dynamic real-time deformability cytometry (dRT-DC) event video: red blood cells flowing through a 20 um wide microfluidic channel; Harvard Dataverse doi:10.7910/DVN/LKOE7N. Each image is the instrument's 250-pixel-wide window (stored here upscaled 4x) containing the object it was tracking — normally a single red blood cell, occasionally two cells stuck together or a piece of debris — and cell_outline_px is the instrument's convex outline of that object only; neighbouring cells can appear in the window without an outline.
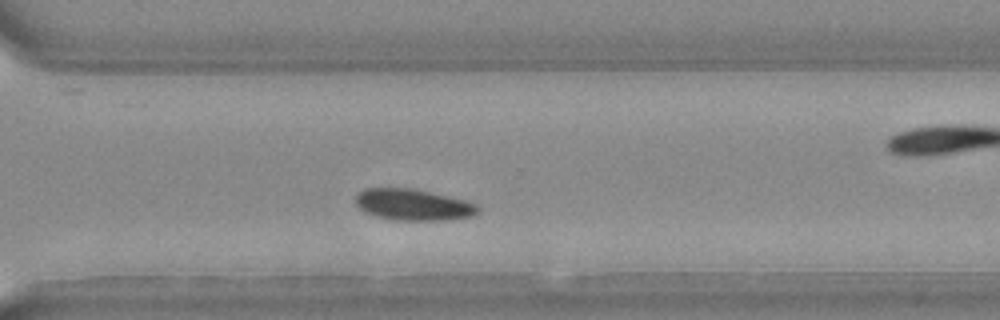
{"species": "Egyptian fruit bat (a non-hibernating species)", "species_latin": "Rousettus aegyptiacus", "temperature_condition": "warm", "stored_images_in_passage": 25, "camera_frame_rate_fps": 3000, "um_per_image_px": 0.085, "animal": {"sex": "female"}, "frame": {"image": 1, "passage_image": 15, "time_ms": 4.667, "image_size_px": [1000, 320], "cell_outline_px": [[476, 212], [472, 216], [448, 220], [392, 220], [376, 216], [364, 212], [356, 204], [356, 196], [364, 188], [412, 188], [464, 200], [476, 204]], "centroid_in_image_um": [35.06, 17.4], "position_along_channel_um": 335.5, "area_um2": 22.08}}
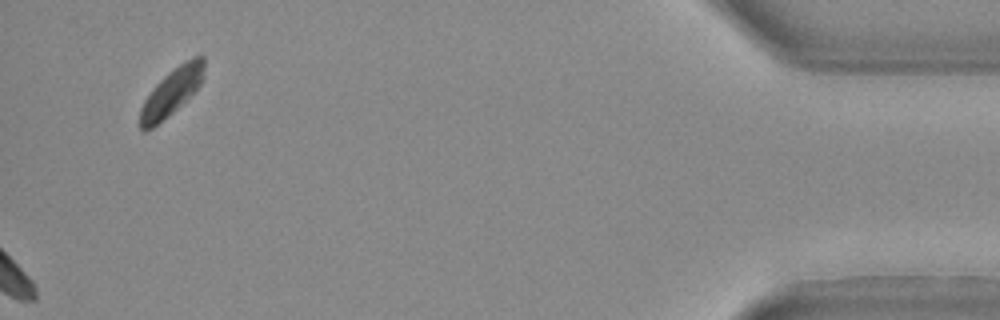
{"frame": {"image": 2, "passage_image": 25, "time_ms": 8.0, "image_size_px": [1000, 320], "cell_outline_px": [[204, 76], [196, 92], [172, 112], [152, 128], [144, 132], [140, 128], [140, 108], [144, 100], [152, 88], [168, 72], [192, 56], [204, 56]], "centroid_in_image_um": [14.6, 7.8], "position_along_channel_um": 420.6, "area_um2": 17.51}}